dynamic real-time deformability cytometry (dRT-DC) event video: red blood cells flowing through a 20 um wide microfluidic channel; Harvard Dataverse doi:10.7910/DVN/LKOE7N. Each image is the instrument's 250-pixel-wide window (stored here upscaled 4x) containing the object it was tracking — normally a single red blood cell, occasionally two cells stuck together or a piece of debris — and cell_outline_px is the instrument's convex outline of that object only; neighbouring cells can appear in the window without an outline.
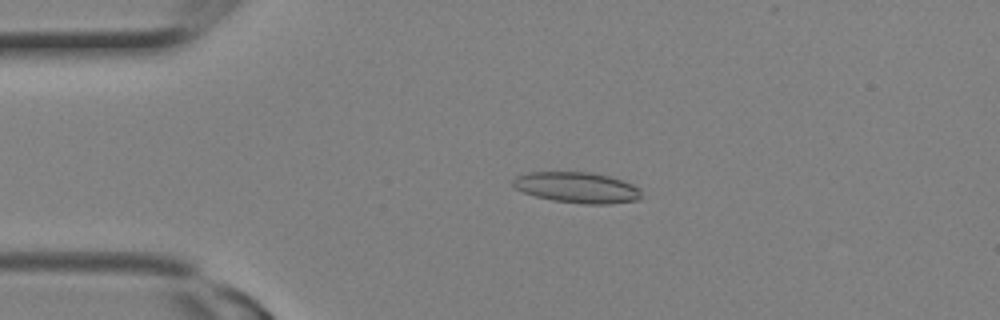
{"species": "Egyptian fruit bat (a non-hibernating species)", "species_latin": "Rousettus aegyptiacus", "temperature_condition": "room temperature", "stored_images_in_passage": 6, "camera_frame_rate_fps": 3000, "um_per_image_px": 0.085, "animal": {"sex": "female"}, "frame": {"image": 1, "passage_image": 4, "time_ms": 1.0, "image_size_px": [1000, 320], "cell_outline_px": [[640, 200], [608, 204], [584, 204], [552, 200], [536, 196], [524, 192], [516, 188], [512, 184], [512, 180], [516, 176], [528, 172], [592, 172], [624, 180], [640, 188]], "centroid_in_image_um": [49.07, 15.94], "position_along_channel_um": 35.9, "area_um2": 23.12}}